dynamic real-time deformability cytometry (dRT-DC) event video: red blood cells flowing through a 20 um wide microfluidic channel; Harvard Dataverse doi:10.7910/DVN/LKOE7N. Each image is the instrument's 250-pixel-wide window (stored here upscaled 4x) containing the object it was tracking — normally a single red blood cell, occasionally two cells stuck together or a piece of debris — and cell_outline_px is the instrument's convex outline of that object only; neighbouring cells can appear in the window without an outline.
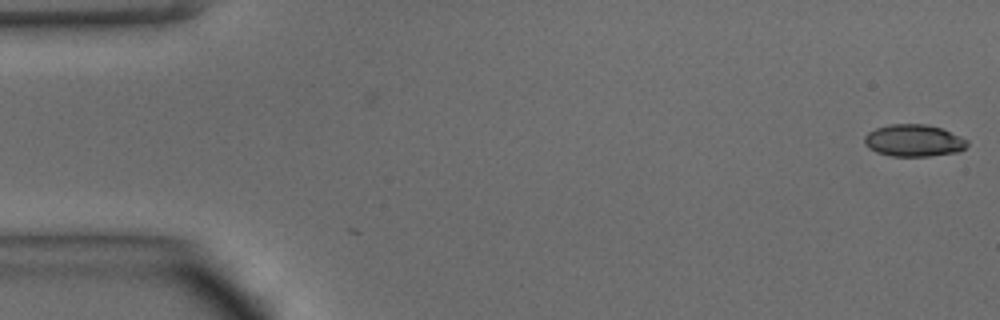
{"species": "common noctule bat (a hibernating species)", "species_latin": "Nyctalus noctula", "temperature_condition": "warm", "stored_images_in_passage": 2, "camera_frame_rate_fps": 3000, "um_per_image_px": 0.085, "animal": {"sex": "male", "body_mass_g": 15.6}, "frame": {"image": 1, "passage_image": 1, "time_ms": 0.0, "image_size_px": [1000, 320], "cell_outline_px": [[968, 144], [960, 152], [928, 156], [892, 156], [876, 152], [868, 148], [864, 144], [864, 136], [868, 132], [876, 128], [892, 124], [928, 124], [940, 128], [960, 136], [968, 140]], "centroid_in_image_um": [77.66, 11.95], "position_along_channel_um": 7.3, "area_um2": 19.25}}